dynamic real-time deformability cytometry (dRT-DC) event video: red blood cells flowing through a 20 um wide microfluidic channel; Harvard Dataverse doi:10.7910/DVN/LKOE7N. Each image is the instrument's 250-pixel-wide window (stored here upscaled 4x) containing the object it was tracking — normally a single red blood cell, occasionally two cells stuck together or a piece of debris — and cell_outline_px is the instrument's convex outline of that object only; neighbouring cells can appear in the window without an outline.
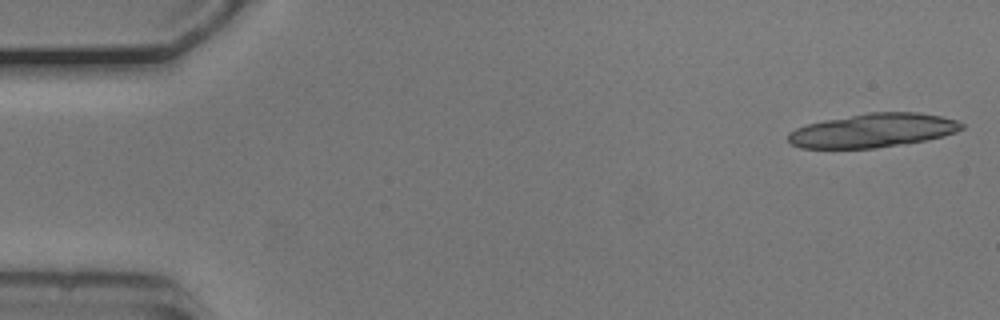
{"species": "common noctule bat (a hibernating species)", "species_latin": "Nyctalus noctula", "temperature_condition": "cold", "stored_images_in_passage": 9, "camera_frame_rate_fps": 3000, "um_per_image_px": 0.085, "animal": {"sex": "male", "body_mass_g": 20.5, "forearm_length_mm": 52.5}, "frame": {"image": 1, "passage_image": 1, "time_ms": 0.0, "image_size_px": [1000, 320], "cell_outline_px": [[964, 128], [956, 132], [944, 136], [924, 140], [876, 148], [800, 148], [792, 144], [788, 140], [788, 132], [796, 128], [808, 124], [824, 120], [868, 112], [916, 112], [940, 116], [956, 120], [964, 124]], "centroid_in_image_um": [74.2, 11.08], "position_along_channel_um": 10.8, "area_um2": 34.1}}